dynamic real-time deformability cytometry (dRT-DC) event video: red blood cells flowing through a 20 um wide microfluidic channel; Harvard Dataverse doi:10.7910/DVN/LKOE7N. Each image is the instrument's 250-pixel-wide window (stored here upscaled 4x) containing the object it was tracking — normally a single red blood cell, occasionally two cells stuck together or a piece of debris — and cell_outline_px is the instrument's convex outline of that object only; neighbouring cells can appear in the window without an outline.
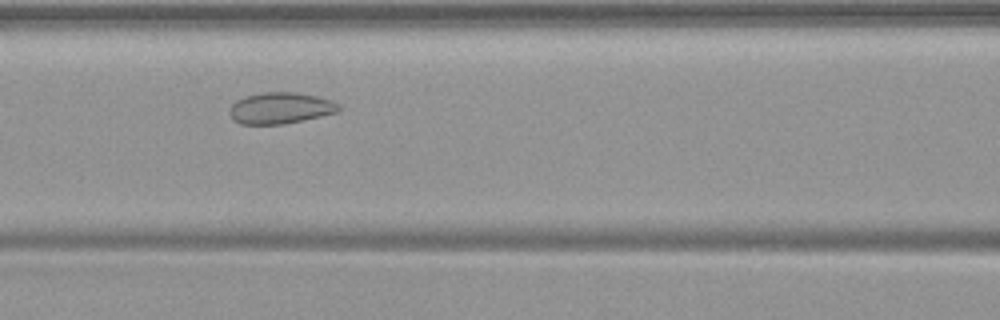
{"species": "common noctule bat (a hibernating species)", "species_latin": "Nyctalus noctula", "temperature_condition": "warm", "stored_images_in_passage": 43, "camera_frame_rate_fps": 3000, "um_per_image_px": 0.085, "animal": {"sex": "female", "body_mass_g": 19.9}, "frame": {"image": 1, "passage_image": 15, "time_ms": 4.667, "image_size_px": [1000, 320], "cell_outline_px": [[340, 112], [304, 120], [284, 124], [240, 124], [232, 120], [228, 112], [228, 108], [236, 100], [244, 96], [264, 92], [296, 92], [316, 96], [332, 100], [340, 104]], "centroid_in_image_um": [23.82, 9.19], "position_along_channel_um": 142.8, "area_um2": 20.29}}
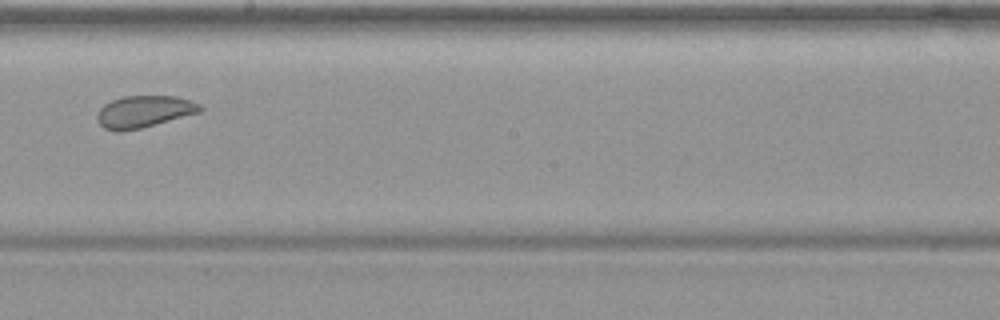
{"frame": {"image": 2, "passage_image": 22, "time_ms": 7.0, "image_size_px": [1000, 320], "cell_outline_px": [[204, 108], [200, 112], [140, 128], [120, 132], [116, 132], [104, 128], [96, 120], [96, 116], [100, 108], [104, 104], [112, 100], [124, 96], [176, 96], [200, 104]], "centroid_in_image_um": [12.21, 9.49], "position_along_channel_um": 236.0, "area_um2": 19.07}}
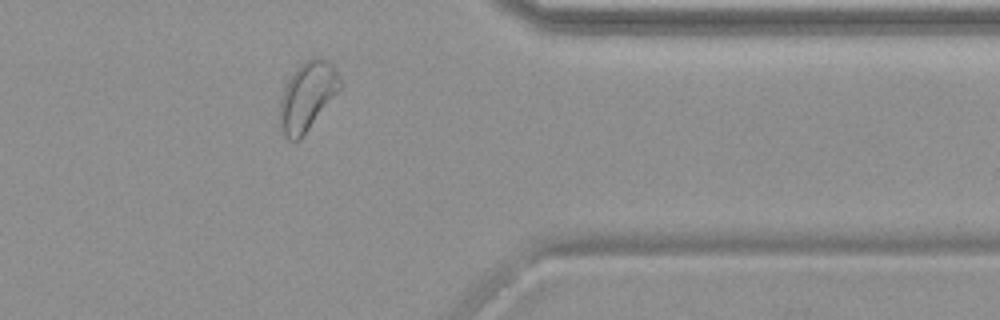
{"frame": {"image": 3, "passage_image": 34, "time_ms": 11.0, "image_size_px": [1000, 320], "cell_outline_px": [[344, 84], [304, 136], [300, 140], [288, 140], [284, 136], [280, 124], [280, 100], [284, 88], [292, 72], [304, 60], [324, 56], [336, 68]], "centroid_in_image_um": [26.15, 8.15], "position_along_channel_um": 385.2, "area_um2": 24.45}}